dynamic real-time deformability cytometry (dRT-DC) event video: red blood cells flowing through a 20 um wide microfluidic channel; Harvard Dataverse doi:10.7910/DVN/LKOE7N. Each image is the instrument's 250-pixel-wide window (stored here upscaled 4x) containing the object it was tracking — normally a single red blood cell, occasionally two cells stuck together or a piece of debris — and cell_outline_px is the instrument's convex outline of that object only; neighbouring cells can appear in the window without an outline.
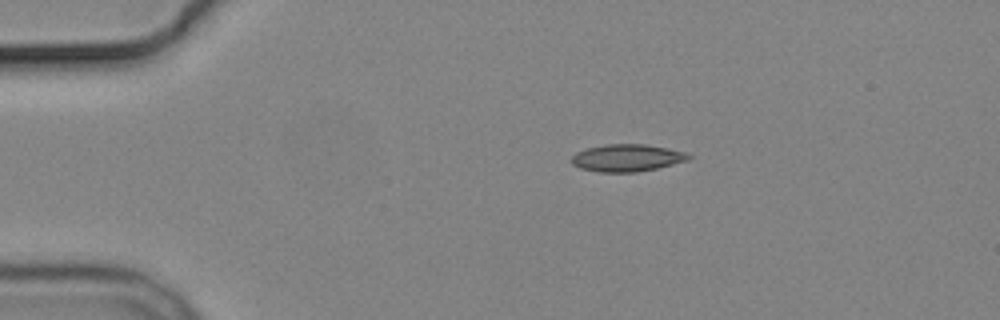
{"species": "common noctule bat (a hibernating species)", "species_latin": "Nyctalus noctula", "temperature_condition": "cold", "stored_images_in_passage": 4, "camera_frame_rate_fps": 3000, "um_per_image_px": 0.085, "animal": {"sex": "male", "body_mass_g": 19.2, "forearm_length_mm": 51.8}, "frame": {"image": 1, "passage_image": 4, "time_ms": 3.667, "image_size_px": [1000, 320], "cell_outline_px": [[692, 156], [688, 160], [656, 168], [636, 172], [600, 172], [580, 168], [572, 164], [572, 156], [576, 152], [588, 148], [608, 144], [644, 144], [668, 148], [688, 152]], "centroid_in_image_um": [53.31, 13.41], "position_along_channel_um": 31.7, "area_um2": 18.5}}